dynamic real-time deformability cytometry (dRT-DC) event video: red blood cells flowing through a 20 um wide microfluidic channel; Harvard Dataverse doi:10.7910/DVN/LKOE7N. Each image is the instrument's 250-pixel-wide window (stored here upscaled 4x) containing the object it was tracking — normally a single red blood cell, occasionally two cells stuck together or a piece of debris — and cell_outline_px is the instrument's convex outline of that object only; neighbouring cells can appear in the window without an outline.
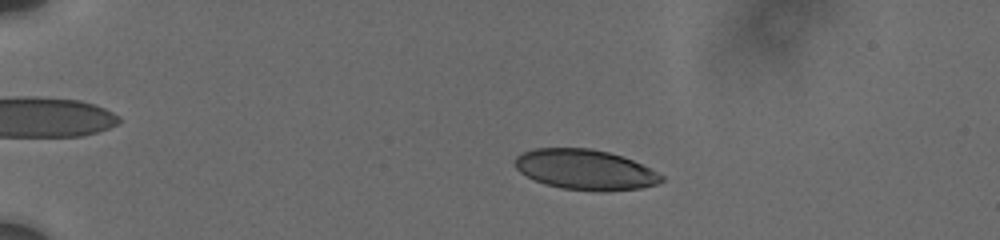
{"species": "human", "species_latin": "Homo sapiens", "temperature_condition": "cold", "stored_images_in_passage": 52, "camera_frame_rate_fps": 3000, "um_per_image_px": 0.085, "donor": {"sex": "male"}, "frame": {"image": 1, "passage_image": 12, "time_ms": 4.0, "image_size_px": [1000, 240], "cell_outline_px": [[664, 180], [656, 184], [640, 188], [596, 192], [560, 188], [544, 184], [520, 172], [512, 164], [516, 156], [532, 148], [588, 148], [608, 152], [632, 160], [652, 168], [664, 176]], "centroid_in_image_um": [49.73, 14.42], "position_along_channel_um": 35.3, "area_um2": 34.51}}
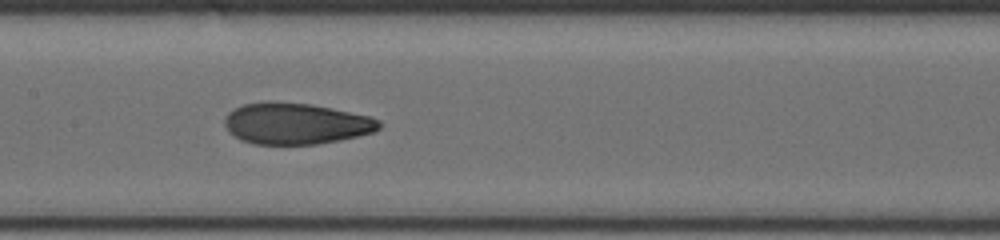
{"frame": {"image": 2, "passage_image": 28, "time_ms": 10.0, "image_size_px": [1000, 240], "cell_outline_px": [[380, 128], [376, 132], [340, 140], [316, 144], [252, 144], [240, 140], [228, 132], [224, 124], [224, 120], [228, 112], [244, 104], [268, 100], [312, 104], [368, 116], [380, 120]], "centroid_in_image_um": [25.12, 10.5], "position_along_channel_um": 182.3, "area_um2": 37.45}}
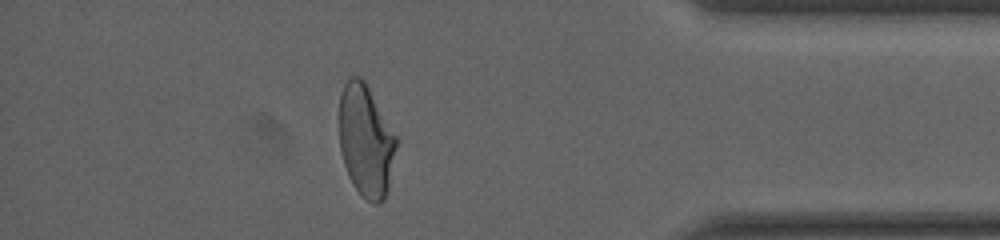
{"frame": {"image": 3, "passage_image": 46, "time_ms": 16.667, "image_size_px": [1000, 240], "cell_outline_px": [[400, 140], [384, 200], [380, 204], [372, 204], [352, 184], [348, 176], [340, 152], [340, 92], [344, 84], [352, 76], [360, 76], [364, 80], [400, 136]], "centroid_in_image_um": [31.15, 11.93], "position_along_channel_um": 404.0, "area_um2": 38.09}, "authors_computed_cell_mechanics": {"area_um2": 36.6452, "velocity_mm_per_s": 3.7336, "shape_relaxation_time_tau1_ms": 7.3748, "shape_relaxation_time_tau2_ms": 1.5886, "deformation_change_tau1": 0.1908, "deformation_change_tau2": 0.0757}}